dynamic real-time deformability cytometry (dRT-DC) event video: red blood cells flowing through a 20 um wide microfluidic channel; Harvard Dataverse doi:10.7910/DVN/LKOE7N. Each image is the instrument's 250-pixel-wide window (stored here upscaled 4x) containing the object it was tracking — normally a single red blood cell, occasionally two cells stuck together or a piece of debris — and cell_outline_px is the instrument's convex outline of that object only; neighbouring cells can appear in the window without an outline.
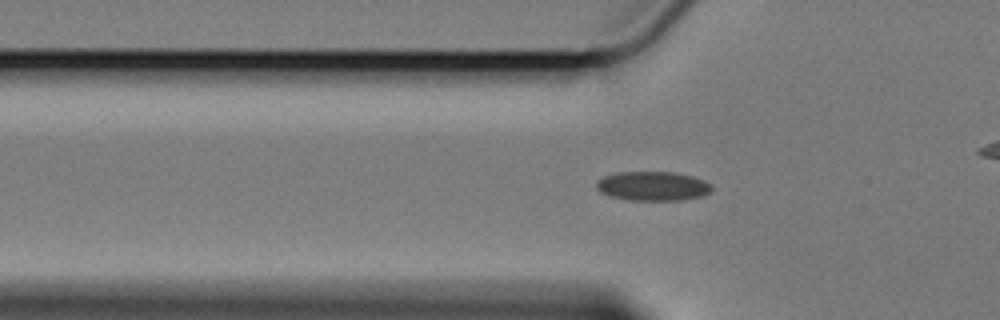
{"species": "Egyptian fruit bat (a non-hibernating species)", "species_latin": "Rousettus aegyptiacus", "temperature_condition": "cold", "stored_images_in_passage": 47, "camera_frame_rate_fps": 3000, "um_per_image_px": 0.085, "animal": {"sex": "female"}, "frame": {"image": 1, "passage_image": 14, "time_ms": 4.333, "image_size_px": [1000, 320], "cell_outline_px": [[712, 188], [708, 192], [700, 196], [680, 200], [628, 200], [608, 196], [600, 192], [596, 188], [596, 180], [604, 176], [616, 172], [672, 172], [692, 176], [704, 180], [712, 184]], "centroid_in_image_um": [55.43, 15.81], "position_along_channel_um": 70.4, "area_um2": 19.71}}
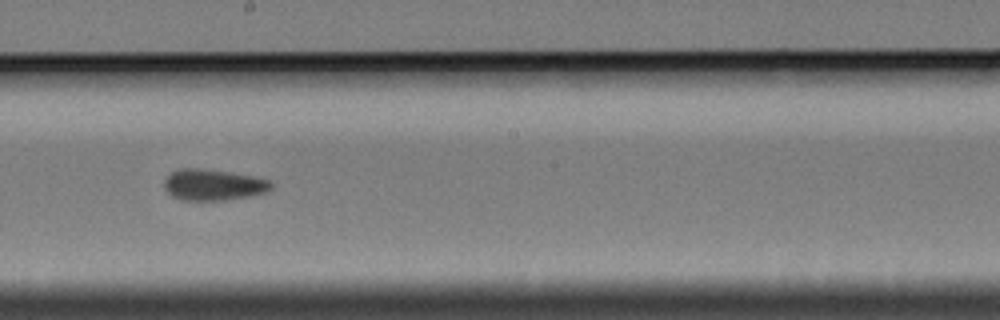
{"frame": {"image": 2, "passage_image": 28, "time_ms": 9.0, "image_size_px": [1000, 320], "cell_outline_px": [[272, 188], [264, 192], [248, 196], [224, 200], [184, 200], [172, 196], [164, 188], [164, 180], [172, 172], [180, 168], [196, 168], [228, 172], [252, 176], [268, 180], [272, 184]], "centroid_in_image_um": [18.09, 15.71], "position_along_channel_um": 230.1, "area_um2": 19.07}}
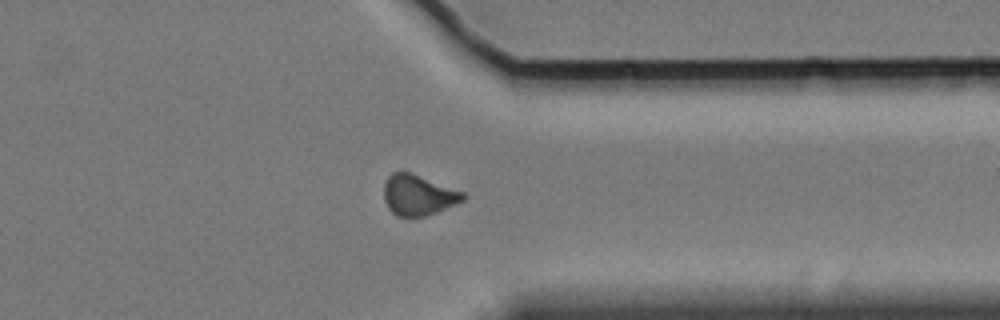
{"frame": {"image": 3, "passage_image": 41, "time_ms": 13.333, "image_size_px": [1000, 320], "cell_outline_px": [[468, 196], [464, 200], [436, 212], [424, 216], [396, 216], [388, 208], [384, 200], [384, 184], [388, 176], [392, 172], [408, 172], [464, 192]], "centroid_in_image_um": [35.54, 16.59], "position_along_channel_um": 375.9, "area_um2": 18.44}}